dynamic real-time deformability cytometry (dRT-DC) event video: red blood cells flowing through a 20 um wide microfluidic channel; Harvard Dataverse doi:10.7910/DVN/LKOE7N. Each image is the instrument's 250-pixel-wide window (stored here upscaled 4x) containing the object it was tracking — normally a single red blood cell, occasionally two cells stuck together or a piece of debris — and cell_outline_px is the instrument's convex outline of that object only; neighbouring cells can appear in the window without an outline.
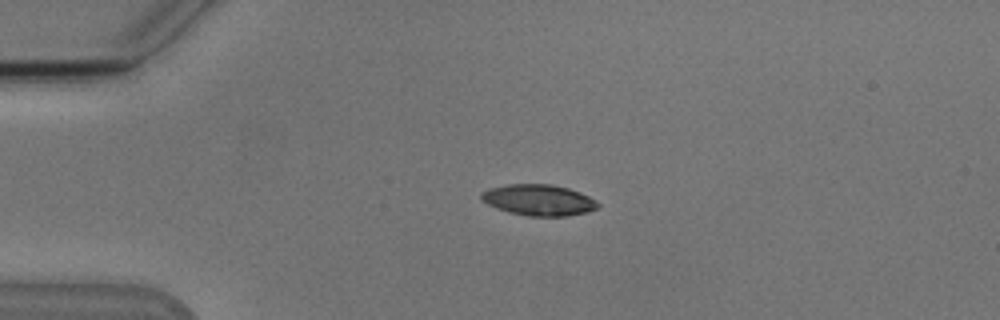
{"species": "Egyptian fruit bat (a non-hibernating species)", "species_latin": "Rousettus aegyptiacus", "temperature_condition": "cold", "stored_images_in_passage": 3, "camera_frame_rate_fps": 3000, "um_per_image_px": 0.085, "animal": {"sex": "male"}, "frame": {"image": 1, "passage_image": 2, "time_ms": 1.333, "image_size_px": [1000, 320], "cell_outline_px": [[600, 204], [596, 208], [588, 212], [568, 216], [528, 216], [508, 212], [496, 208], [480, 200], [480, 192], [488, 188], [508, 184], [552, 184], [568, 188], [580, 192], [596, 200]], "centroid_in_image_um": [45.76, 17.0], "position_along_channel_um": 39.2, "area_um2": 21.33}}